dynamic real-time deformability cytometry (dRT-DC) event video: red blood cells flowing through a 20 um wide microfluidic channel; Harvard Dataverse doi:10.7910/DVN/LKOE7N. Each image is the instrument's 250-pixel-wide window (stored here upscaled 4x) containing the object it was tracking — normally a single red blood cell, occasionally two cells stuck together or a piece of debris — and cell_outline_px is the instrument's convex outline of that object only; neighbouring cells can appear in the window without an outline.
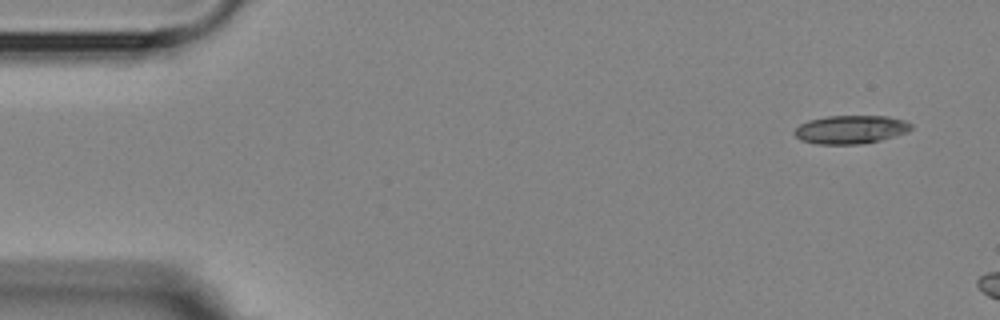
{"species": "Egyptian fruit bat (a non-hibernating species)", "species_latin": "Rousettus aegyptiacus", "temperature_condition": "room temperature", "stored_images_in_passage": 3, "camera_frame_rate_fps": 3000, "um_per_image_px": 0.085, "animal": {"sex": "female"}, "frame": {"image": 1, "passage_image": 1, "time_ms": 0.0, "image_size_px": [1000, 320], "cell_outline_px": [[912, 128], [908, 132], [880, 140], [860, 144], [816, 144], [800, 140], [792, 132], [800, 124], [808, 120], [828, 116], [888, 116], [904, 120], [912, 124]], "centroid_in_image_um": [72.3, 11.01], "position_along_channel_um": 12.7, "area_um2": 19.36}}